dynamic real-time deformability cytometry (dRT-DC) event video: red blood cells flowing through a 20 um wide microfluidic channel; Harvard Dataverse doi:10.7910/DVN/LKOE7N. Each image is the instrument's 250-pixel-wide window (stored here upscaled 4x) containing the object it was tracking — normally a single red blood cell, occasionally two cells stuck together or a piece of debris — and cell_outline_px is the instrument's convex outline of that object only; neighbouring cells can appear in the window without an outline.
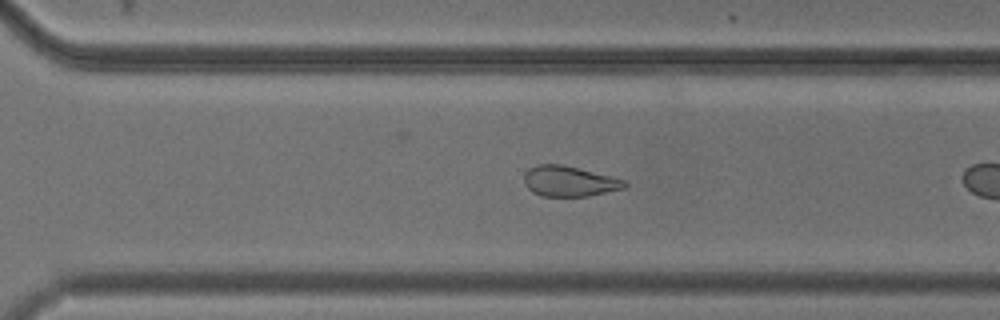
{"species": "common noctule bat (a hibernating species)", "species_latin": "Nyctalus noctula", "temperature_condition": "cold", "stored_images_in_passage": 39, "camera_frame_rate_fps": 3000, "um_per_image_px": 0.085, "animal": {"sex": "male", "body_mass_g": 20.5, "forearm_length_mm": 52.5}, "frame": {"image": 1, "passage_image": 34, "time_ms": 11.0, "image_size_px": [1000, 320], "cell_outline_px": [[628, 184], [624, 188], [588, 196], [540, 196], [532, 192], [524, 184], [524, 172], [528, 168], [536, 164], [564, 164], [612, 176], [624, 180]], "centroid_in_image_um": [48.35, 15.39], "position_along_channel_um": 322.3, "area_um2": 18.03}}